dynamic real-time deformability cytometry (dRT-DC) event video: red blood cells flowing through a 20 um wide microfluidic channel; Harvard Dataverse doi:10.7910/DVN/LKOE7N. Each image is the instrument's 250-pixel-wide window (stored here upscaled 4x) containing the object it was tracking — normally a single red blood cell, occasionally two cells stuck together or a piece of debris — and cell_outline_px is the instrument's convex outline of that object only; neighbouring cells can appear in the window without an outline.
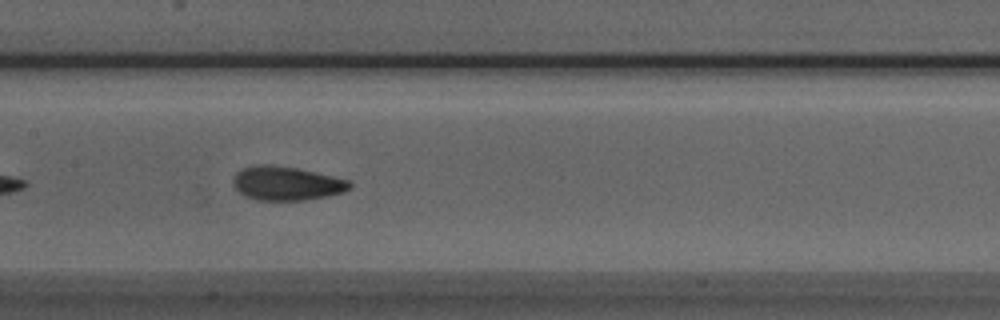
{"species": "Egyptian fruit bat (a non-hibernating species)", "species_latin": "Rousettus aegyptiacus", "temperature_condition": "room temperature", "stored_images_in_passage": 38, "camera_frame_rate_fps": 3000, "um_per_image_px": 0.085, "animal": {"sex": "male"}, "frame": {"image": 1, "passage_image": 12, "time_ms": 3.667, "image_size_px": [1000, 320], "cell_outline_px": [[352, 188], [344, 192], [328, 196], [304, 200], [256, 200], [244, 196], [232, 184], [232, 180], [236, 172], [244, 168], [260, 164], [268, 164], [296, 168], [332, 176], [348, 180], [352, 184]], "centroid_in_image_um": [24.35, 15.59], "position_along_channel_um": 183.1, "area_um2": 23.0}}
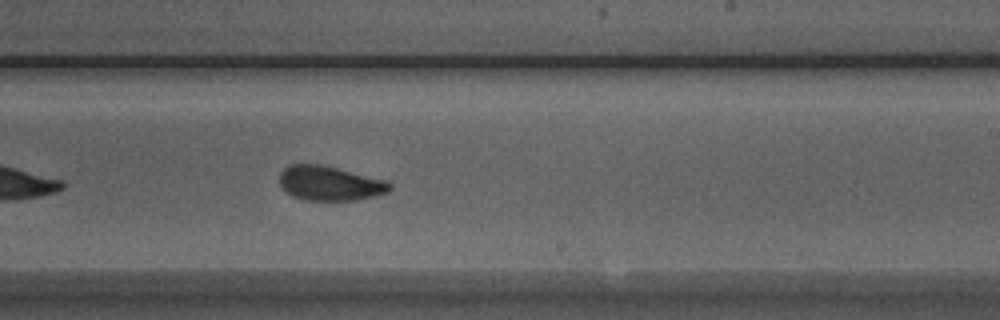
{"frame": {"image": 2, "passage_image": 18, "time_ms": 5.667, "image_size_px": [1000, 320], "cell_outline_px": [[392, 188], [388, 192], [356, 200], [304, 200], [292, 196], [280, 184], [280, 172], [288, 164], [320, 164], [388, 180], [392, 184]], "centroid_in_image_um": [28.05, 15.57], "position_along_channel_um": 261.0, "area_um2": 22.2}}
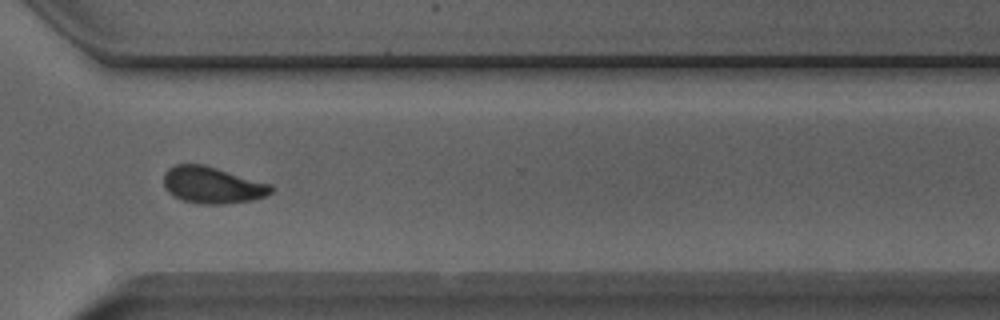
{"frame": {"image": 3, "passage_image": 25, "time_ms": 8.0, "image_size_px": [1000, 320], "cell_outline_px": [[276, 188], [268, 196], [252, 200], [224, 204], [200, 204], [180, 200], [172, 196], [164, 188], [164, 172], [168, 168], [176, 164], [204, 164], [272, 184]], "centroid_in_image_um": [18.06, 15.74], "position_along_channel_um": 352.5, "area_um2": 23.41}, "authors_computed_cell_mechanics": {"area_um2": 22.5709, "velocity_mm_per_s": 3.9155, "shape_relaxation_time_tau1_ms": 2.8996, "shape_relaxation_time_tau2_ms": 1.119, "deformation_change_tau1": 0.1155, "deformation_change_tau2": 0.0649}}